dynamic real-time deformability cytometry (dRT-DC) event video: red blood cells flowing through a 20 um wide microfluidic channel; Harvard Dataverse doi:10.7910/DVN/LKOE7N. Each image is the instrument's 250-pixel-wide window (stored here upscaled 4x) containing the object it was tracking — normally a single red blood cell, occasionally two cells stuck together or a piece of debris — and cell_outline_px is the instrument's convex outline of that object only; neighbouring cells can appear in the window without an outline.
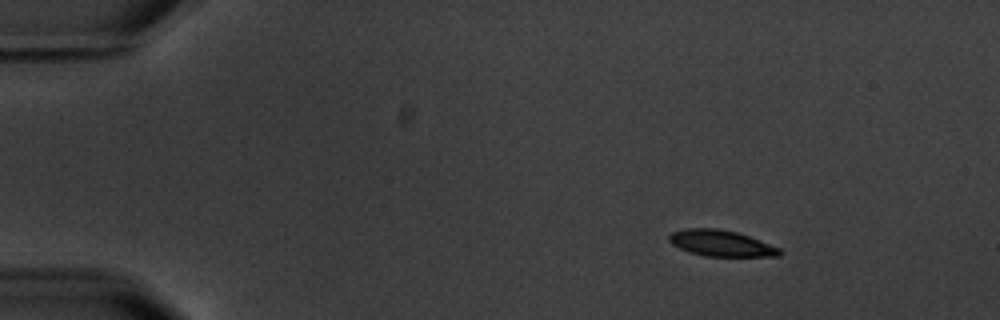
{"species": "common noctule bat (a hibernating species)", "species_latin": "Nyctalus noctula", "temperature_condition": "warm", "stored_images_in_passage": 4, "camera_frame_rate_fps": 3000, "um_per_image_px": 0.085, "animal": {"sex": "male", "body_mass_g": 20.1, "forearm_length_mm": 53.5}, "frame": {"image": 1, "passage_image": 1, "time_ms": 0.0, "image_size_px": [1000, 320], "cell_outline_px": [[784, 252], [780, 256], [704, 256], [688, 252], [672, 244], [668, 240], [668, 236], [672, 232], [684, 228], [716, 228], [736, 232], [748, 236], [780, 248]], "centroid_in_image_um": [61.27, 20.68], "position_along_channel_um": 23.7, "area_um2": 16.82}}
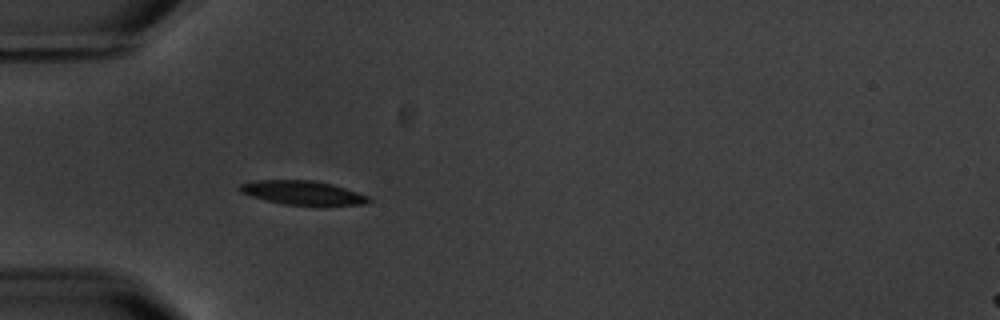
{"frame": {"image": 2, "passage_image": 4, "time_ms": 3.333, "image_size_px": [1000, 320], "cell_outline_px": [[372, 200], [368, 204], [284, 204], [252, 196], [240, 192], [240, 184], [256, 180], [316, 180], [332, 184], [368, 196]], "centroid_in_image_um": [25.72, 16.36], "position_along_channel_um": 59.3, "area_um2": 17.46}}